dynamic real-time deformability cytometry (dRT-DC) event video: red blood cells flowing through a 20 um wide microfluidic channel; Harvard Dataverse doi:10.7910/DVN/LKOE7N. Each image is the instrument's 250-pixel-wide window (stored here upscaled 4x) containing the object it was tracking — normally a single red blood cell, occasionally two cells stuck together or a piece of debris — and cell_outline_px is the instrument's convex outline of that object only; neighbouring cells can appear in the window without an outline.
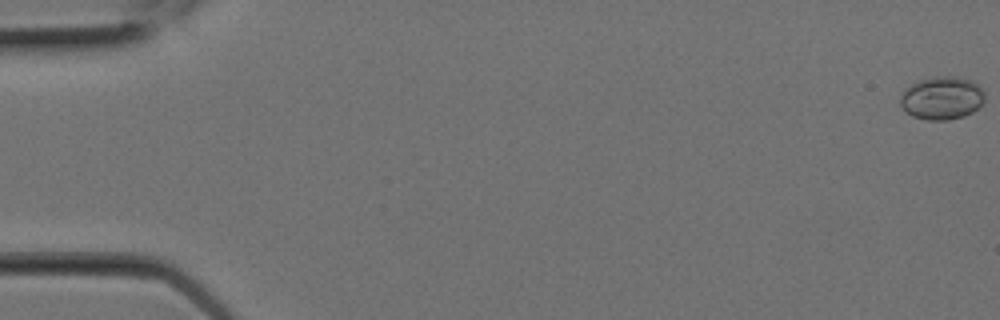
{"species": "Egyptian fruit bat (a non-hibernating species)", "species_latin": "Rousettus aegyptiacus", "temperature_condition": "room temperature", "stored_images_in_passage": 7, "camera_frame_rate_fps": 3000, "um_per_image_px": 0.085, "animal": {"sex": "female"}, "frame": {"image": 1, "passage_image": 1, "time_ms": 0.0, "image_size_px": [1000, 320], "cell_outline_px": [[984, 100], [972, 112], [964, 116], [948, 120], [928, 120], [912, 116], [900, 108], [900, 96], [904, 88], [920, 80], [936, 76], [956, 76], [972, 80], [984, 92]], "centroid_in_image_um": [80.02, 8.33], "position_along_channel_um": 5.0, "area_um2": 21.27}}